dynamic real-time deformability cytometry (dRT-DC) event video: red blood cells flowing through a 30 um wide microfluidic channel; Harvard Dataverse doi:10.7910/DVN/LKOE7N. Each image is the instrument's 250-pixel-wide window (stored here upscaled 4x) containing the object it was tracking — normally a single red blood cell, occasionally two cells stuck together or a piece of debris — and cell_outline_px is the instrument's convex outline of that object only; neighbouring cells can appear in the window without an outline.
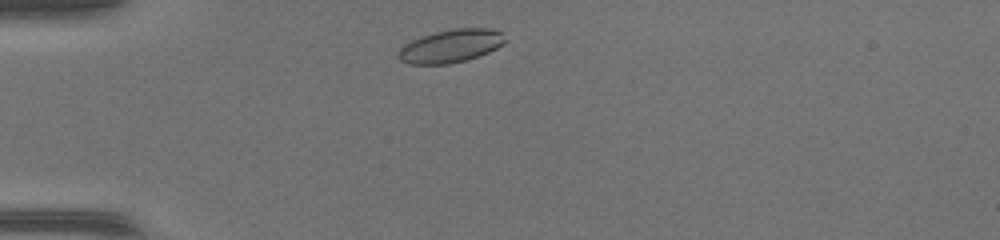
{"species": "common noctule bat (a hibernating species)", "species_latin": "Nyctalus noctula", "temperature_condition": "warm", "stored_images_in_passage": 38, "camera_frame_rate_fps": 3000, "um_per_image_px": 0.085, "animal": {"sex": "female", "body_mass_g": 17.0, "forearm_length_mm": 48.0}, "frame": {"image": 1, "passage_image": 2, "time_ms": 0.333, "image_size_px": [1000, 240], "cell_outline_px": [[504, 44], [488, 52], [464, 60], [448, 64], [408, 64], [400, 60], [396, 56], [400, 48], [404, 44], [412, 40], [436, 32], [456, 28], [488, 28], [500, 32], [504, 40]], "centroid_in_image_um": [38.26, 3.92], "position_along_channel_um": 46.7, "area_um2": 20.23}}
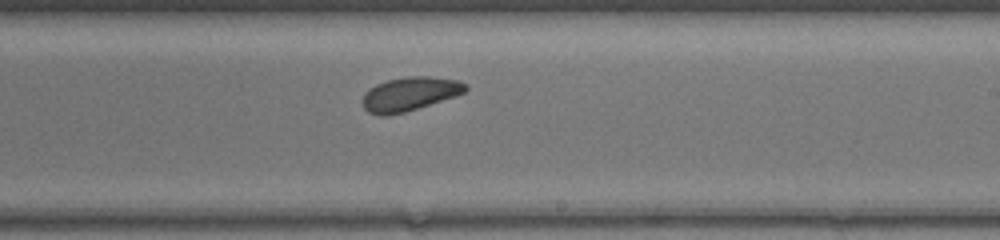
{"frame": {"image": 2, "passage_image": 19, "time_ms": 6.0, "image_size_px": [1000, 240], "cell_outline_px": [[468, 88], [464, 92], [456, 96], [404, 112], [388, 116], [380, 116], [368, 112], [364, 108], [364, 92], [368, 88], [376, 84], [388, 80], [408, 76], [428, 76], [456, 80], [468, 84]], "centroid_in_image_um": [34.82, 7.98], "position_along_channel_um": 254.2, "area_um2": 20.23}}
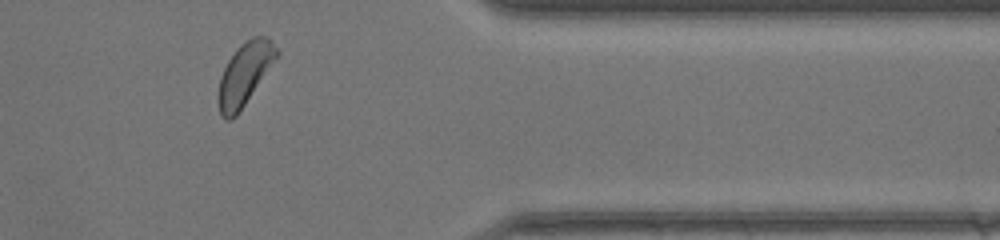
{"frame": {"image": 3, "passage_image": 30, "time_ms": 9.667, "image_size_px": [1000, 240], "cell_outline_px": [[280, 52], [236, 116], [232, 120], [224, 120], [220, 116], [216, 96], [220, 76], [228, 60], [236, 48], [240, 44], [252, 36], [268, 36], [272, 40]], "centroid_in_image_um": [20.75, 6.29], "position_along_channel_um": 390.6, "area_um2": 21.27}, "authors_computed_cell_mechanics": {"area_um2": 20.4323, "velocity_mm_per_s": 4.1412, "shape_relaxation_time_tau1_ms": 2.1896, "shape_relaxation_time_tau2_ms": 9.8871, "deformation_change_tau1": 0.0816, "deformation_change_tau2": 0.1928}}